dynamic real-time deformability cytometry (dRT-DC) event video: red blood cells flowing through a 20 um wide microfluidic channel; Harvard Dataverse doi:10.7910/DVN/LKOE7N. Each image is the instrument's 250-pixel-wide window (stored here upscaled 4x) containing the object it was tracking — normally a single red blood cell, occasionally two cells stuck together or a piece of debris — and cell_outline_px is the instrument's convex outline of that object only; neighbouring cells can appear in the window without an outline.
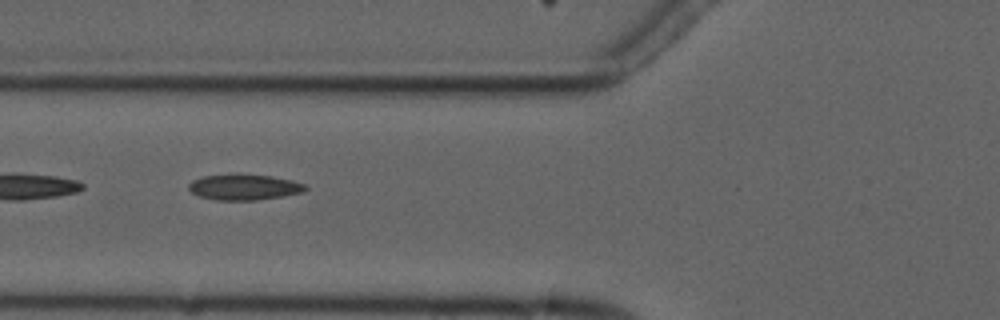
{"species": "common noctule bat (a hibernating species)", "species_latin": "Nyctalus noctula", "temperature_condition": "cold", "stored_images_in_passage": 7, "camera_frame_rate_fps": 3000, "um_per_image_px": 0.085, "animal": {"sex": "male", "forearm_length_mm": 52.5}, "frame": {"image": 1, "passage_image": 3, "time_ms": 2.0, "image_size_px": [1000, 320], "cell_outline_px": [[308, 188], [304, 192], [284, 196], [256, 200], [216, 200], [200, 196], [192, 192], [188, 188], [188, 184], [192, 180], [204, 176], [236, 172], [240, 172], [272, 176], [292, 180], [304, 184]], "centroid_in_image_um": [20.75, 15.87], "position_along_channel_um": 105.0, "area_um2": 17.98}}
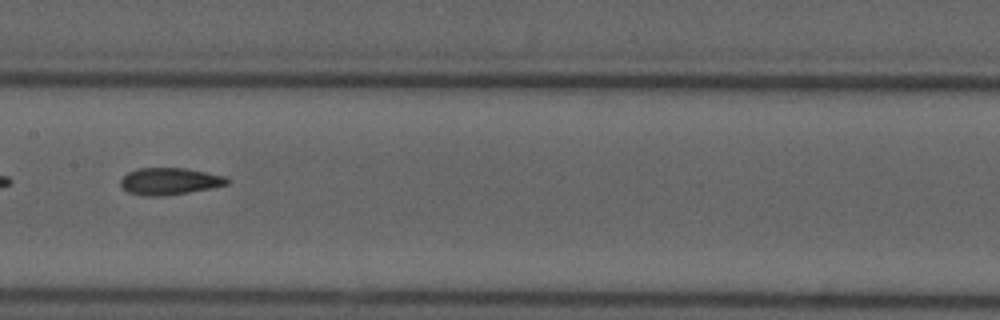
{"frame": {"image": 2, "passage_image": 5, "time_ms": 4.333, "image_size_px": [1000, 320], "cell_outline_px": [[232, 180], [228, 184], [188, 192], [164, 196], [148, 196], [128, 192], [120, 184], [120, 180], [128, 172], [136, 168], [184, 168], [224, 176]], "centroid_in_image_um": [14.4, 15.4], "position_along_channel_um": 193.0, "area_um2": 16.53}}
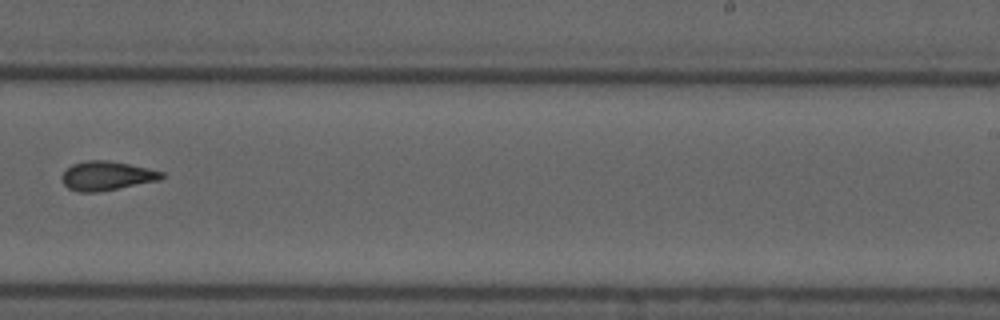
{"frame": {"image": 3, "passage_image": 7, "time_ms": 6.667, "image_size_px": [1000, 320], "cell_outline_px": [[164, 176], [160, 180], [100, 192], [80, 192], [68, 188], [64, 184], [60, 176], [72, 164], [84, 160], [108, 160], [128, 164], [164, 172]], "centroid_in_image_um": [9.05, 14.95], "position_along_channel_um": 279.9, "area_um2": 16.94}}